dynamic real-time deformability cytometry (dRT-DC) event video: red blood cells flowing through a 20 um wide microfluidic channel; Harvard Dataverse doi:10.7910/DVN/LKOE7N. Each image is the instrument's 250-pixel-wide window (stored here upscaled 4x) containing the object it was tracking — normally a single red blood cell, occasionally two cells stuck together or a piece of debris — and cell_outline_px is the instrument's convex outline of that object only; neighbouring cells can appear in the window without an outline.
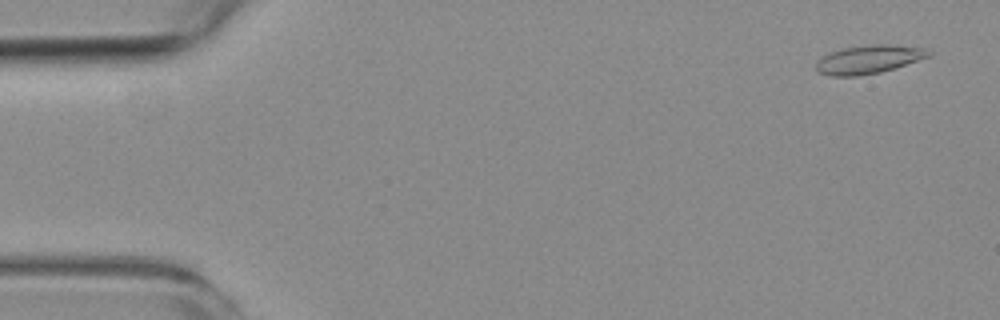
{"species": "common noctule bat (a hibernating species)", "species_latin": "Nyctalus noctula", "temperature_condition": "room temperature", "stored_images_in_passage": 5, "camera_frame_rate_fps": 3000, "um_per_image_px": 0.085, "animal": {"sex": "female", "body_mass_g": 19.3, "forearm_length_mm": 54.1}, "frame": {"image": 1, "passage_image": 1, "time_ms": 0.0, "image_size_px": [1000, 320], "cell_outline_px": [[932, 56], [896, 68], [880, 72], [860, 76], [832, 76], [816, 72], [816, 60], [828, 52], [840, 48], [872, 44], [888, 44], [924, 48], [932, 52]], "centroid_in_image_um": [73.82, 5.05], "position_along_channel_um": 11.2, "area_um2": 19.07}}
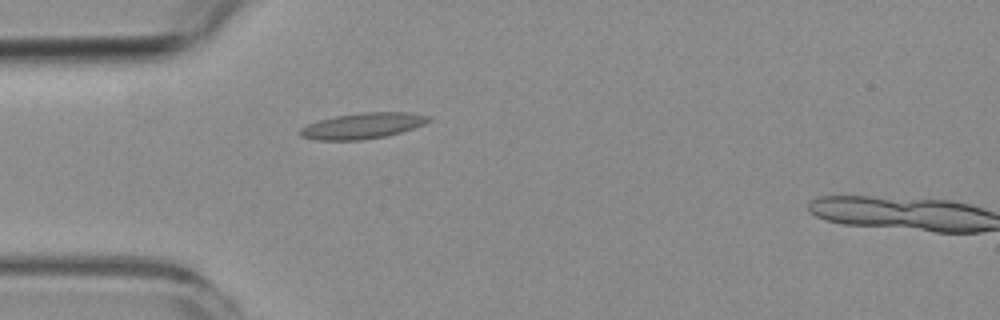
{"frame": {"image": 2, "passage_image": 4, "time_ms": 4.333, "image_size_px": [1000, 320], "cell_outline_px": [[432, 120], [424, 124], [400, 132], [384, 136], [360, 140], [316, 140], [300, 136], [300, 128], [308, 124], [320, 120], [336, 116], [360, 112], [408, 112], [432, 116]], "centroid_in_image_um": [30.84, 10.68], "position_along_channel_um": 54.2, "area_um2": 19.25}}